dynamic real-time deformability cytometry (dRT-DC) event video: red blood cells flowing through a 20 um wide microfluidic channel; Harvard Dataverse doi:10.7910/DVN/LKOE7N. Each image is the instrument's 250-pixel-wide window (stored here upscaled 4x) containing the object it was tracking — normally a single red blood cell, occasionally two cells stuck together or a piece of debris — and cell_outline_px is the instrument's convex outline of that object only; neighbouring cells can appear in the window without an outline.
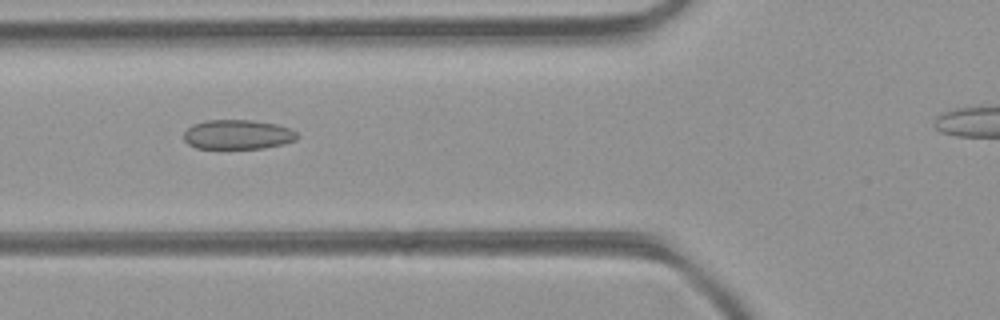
{"species": "common noctule bat (a hibernating species)", "species_latin": "Nyctalus noctula", "temperature_condition": "room temperature", "stored_images_in_passage": 39, "camera_frame_rate_fps": 3000, "um_per_image_px": 0.085, "animal": {"sex": "female", "body_mass_g": 21.9}, "frame": {"image": 1, "passage_image": 16, "time_ms": 5.0, "image_size_px": [1000, 320], "cell_outline_px": [[300, 136], [296, 140], [284, 144], [264, 148], [196, 148], [188, 144], [184, 140], [184, 132], [192, 124], [208, 120], [252, 120], [276, 124], [292, 128]], "centroid_in_image_um": [20.24, 11.43], "position_along_channel_um": 105.6, "area_um2": 19.65}}
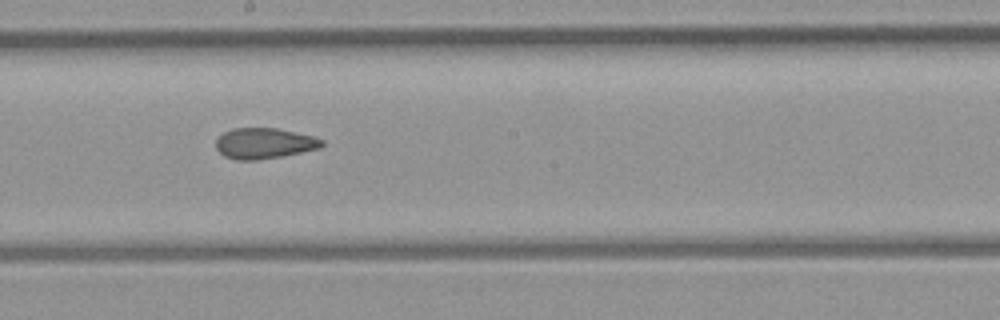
{"frame": {"image": 2, "passage_image": 24, "time_ms": 7.667, "image_size_px": [1000, 320], "cell_outline_px": [[324, 144], [320, 148], [280, 156], [256, 160], [236, 160], [224, 156], [216, 148], [216, 140], [224, 132], [232, 128], [276, 128], [312, 136], [324, 140]], "centroid_in_image_um": [22.44, 12.18], "position_along_channel_um": 225.8, "area_um2": 18.79}}
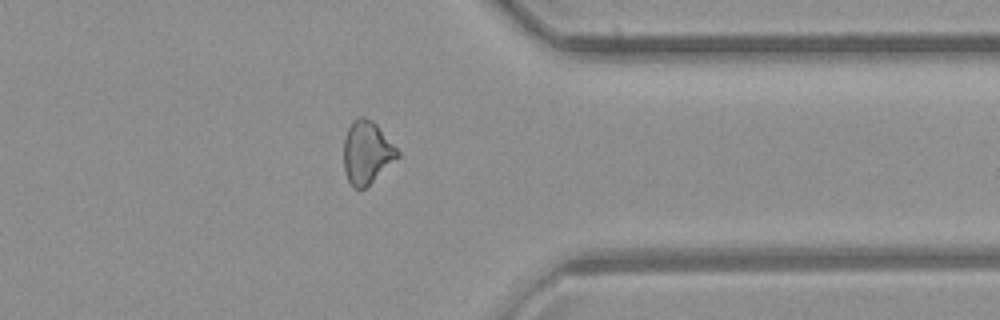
{"frame": {"image": 3, "passage_image": 35, "time_ms": 11.333, "image_size_px": [1000, 320], "cell_outline_px": [[400, 156], [364, 188], [352, 188], [344, 172], [344, 136], [352, 120], [356, 116], [364, 116], [372, 120], [376, 124], [400, 152]], "centroid_in_image_um": [31.16, 12.93], "position_along_channel_um": 380.2, "area_um2": 19.65}}